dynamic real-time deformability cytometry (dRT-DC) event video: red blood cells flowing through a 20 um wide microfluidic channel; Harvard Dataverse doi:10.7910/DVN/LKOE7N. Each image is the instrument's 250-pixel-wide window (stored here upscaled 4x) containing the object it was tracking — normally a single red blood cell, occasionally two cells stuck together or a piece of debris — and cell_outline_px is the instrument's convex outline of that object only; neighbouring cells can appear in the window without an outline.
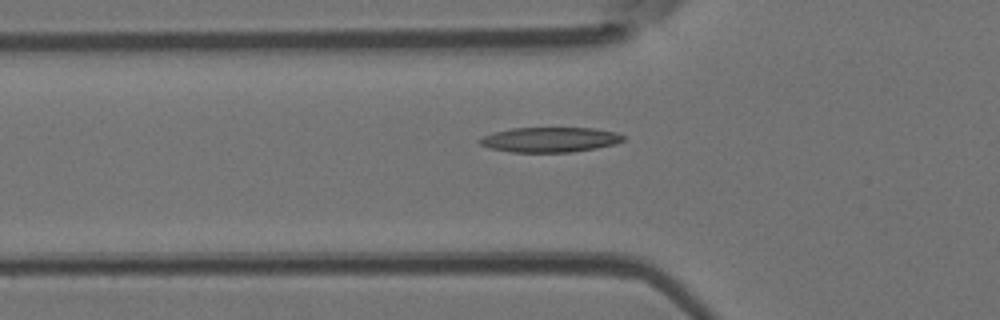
{"species": "Egyptian fruit bat (a non-hibernating species)", "species_latin": "Rousettus aegyptiacus", "temperature_condition": "room temperature", "stored_images_in_passage": 45, "camera_frame_rate_fps": 3000, "um_per_image_px": 0.085, "animal": {"sex": "female"}, "frame": {"image": 1, "passage_image": 15, "time_ms": 4.667, "image_size_px": [1000, 320], "cell_outline_px": [[624, 140], [616, 144], [596, 148], [572, 152], [512, 152], [488, 148], [480, 144], [476, 140], [484, 136], [496, 132], [512, 128], [596, 128], [616, 132], [624, 136]], "centroid_in_image_um": [46.75, 11.87], "position_along_channel_um": 79.0, "area_um2": 20.92}}
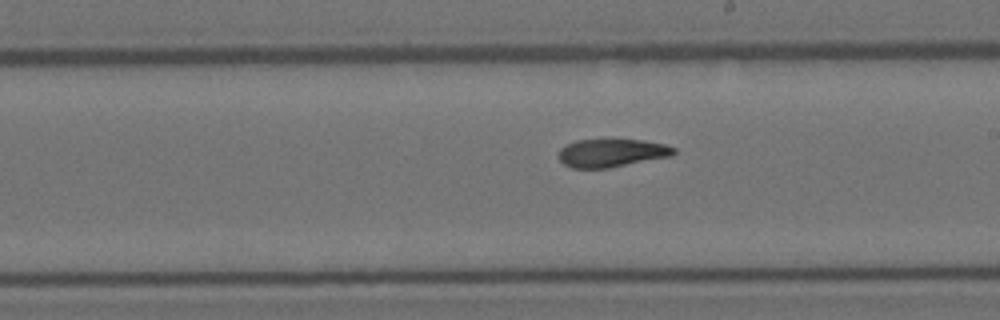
{"frame": {"image": 2, "passage_image": 27, "time_ms": 8.667, "image_size_px": [1000, 320], "cell_outline_px": [[676, 152], [672, 156], [608, 168], [572, 168], [564, 164], [556, 156], [560, 148], [576, 140], [644, 140], [664, 144], [676, 148]], "centroid_in_image_um": [51.98, 13.0], "position_along_channel_um": 237.0, "area_um2": 18.9}}
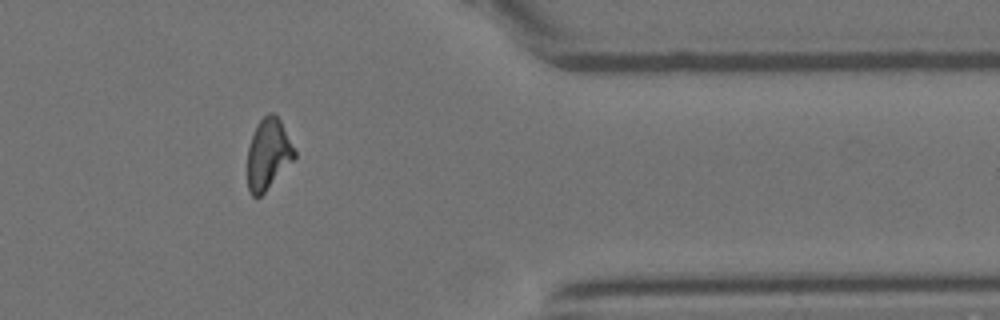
{"frame": {"image": 3, "passage_image": 40, "time_ms": 13.0, "image_size_px": [1000, 320], "cell_outline_px": [[296, 156], [264, 192], [260, 196], [252, 196], [248, 188], [248, 148], [256, 124], [268, 112], [272, 112], [280, 120], [296, 152]], "centroid_in_image_um": [22.78, 13.07], "position_along_channel_um": 388.6, "area_um2": 18.96}, "authors_computed_cell_mechanics": {"area_um2": 19.9988, "velocity_mm_per_s": 3.9307, "shape_relaxation_time_tau1_ms": 7.5544, "shape_relaxation_time_tau2_ms": 4.7519, "deformation_change_tau1": 0.2204, "deformation_change_tau2": 0.128}}